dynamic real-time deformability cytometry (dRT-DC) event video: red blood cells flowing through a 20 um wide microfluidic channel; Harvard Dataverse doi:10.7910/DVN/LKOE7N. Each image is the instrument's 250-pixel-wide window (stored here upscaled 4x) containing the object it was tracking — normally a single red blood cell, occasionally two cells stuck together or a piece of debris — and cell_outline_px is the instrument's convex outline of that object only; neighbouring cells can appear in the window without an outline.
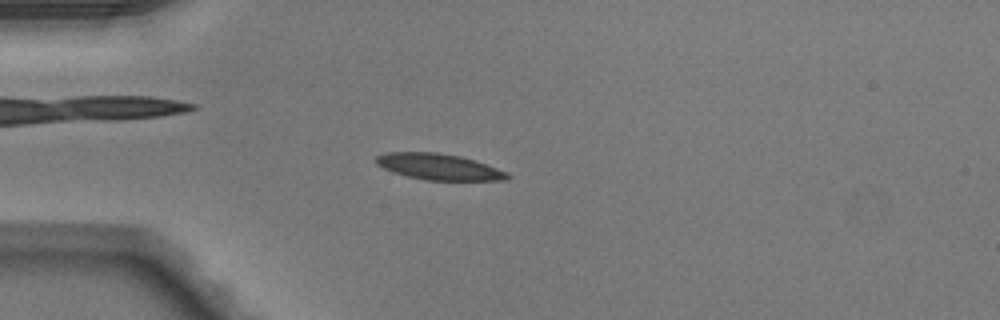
{"species": "Egyptian fruit bat (a non-hibernating species)", "species_latin": "Rousettus aegyptiacus", "temperature_condition": "warm", "stored_images_in_passage": 49, "camera_frame_rate_fps": 3000, "um_per_image_px": 0.085, "animal": {"sex": "male"}, "frame": {"image": 1, "passage_image": 13, "time_ms": 4.0, "image_size_px": [1000, 320], "cell_outline_px": [[512, 176], [508, 180], [424, 180], [392, 172], [376, 164], [376, 156], [384, 152], [436, 152], [460, 156], [508, 172]], "centroid_in_image_um": [37.28, 14.18], "position_along_channel_um": 47.7, "area_um2": 19.88}}
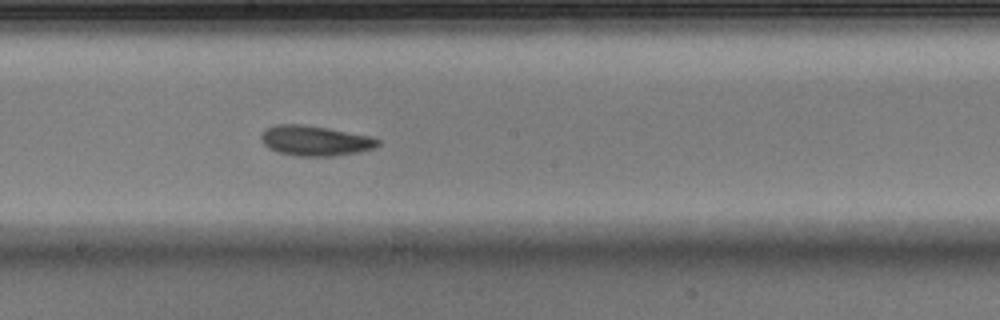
{"frame": {"image": 2, "passage_image": 27, "time_ms": 8.667, "image_size_px": [1000, 320], "cell_outline_px": [[380, 144], [372, 148], [356, 152], [332, 156], [296, 156], [276, 152], [268, 148], [264, 144], [260, 136], [268, 128], [276, 124], [300, 124], [328, 128], [372, 136], [380, 140]], "centroid_in_image_um": [26.78, 11.96], "position_along_channel_um": 221.4, "area_um2": 20.4}}
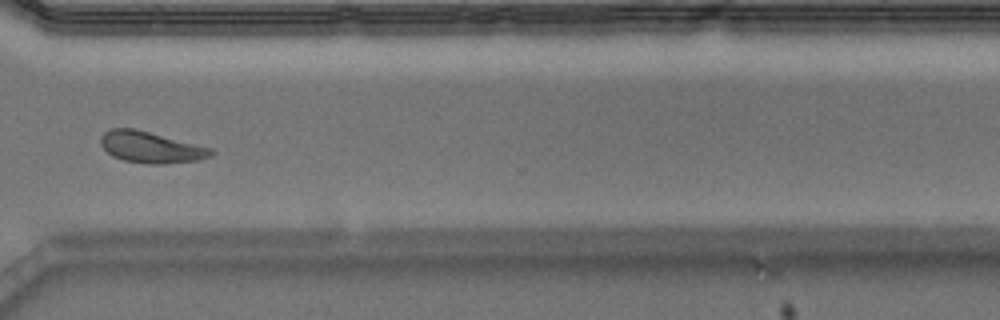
{"frame": {"image": 3, "passage_image": 37, "time_ms": 12.0, "image_size_px": [1000, 320], "cell_outline_px": [[216, 152], [212, 156], [200, 160], [160, 164], [148, 164], [124, 160], [112, 156], [100, 144], [100, 136], [104, 132], [112, 128], [132, 128], [212, 148]], "centroid_in_image_um": [12.83, 12.52], "position_along_channel_um": 357.8, "area_um2": 20.0}, "authors_computed_cell_mechanics": {"area_um2": 19.8832, "velocity_mm_per_s": 4.0965, "shape_relaxation_time_tau1_ms": 2.5166, "shape_relaxation_time_tau2_ms": 2.7036, "deformation_change_tau1": 0.1105, "deformation_change_tau2": 0.0894}}